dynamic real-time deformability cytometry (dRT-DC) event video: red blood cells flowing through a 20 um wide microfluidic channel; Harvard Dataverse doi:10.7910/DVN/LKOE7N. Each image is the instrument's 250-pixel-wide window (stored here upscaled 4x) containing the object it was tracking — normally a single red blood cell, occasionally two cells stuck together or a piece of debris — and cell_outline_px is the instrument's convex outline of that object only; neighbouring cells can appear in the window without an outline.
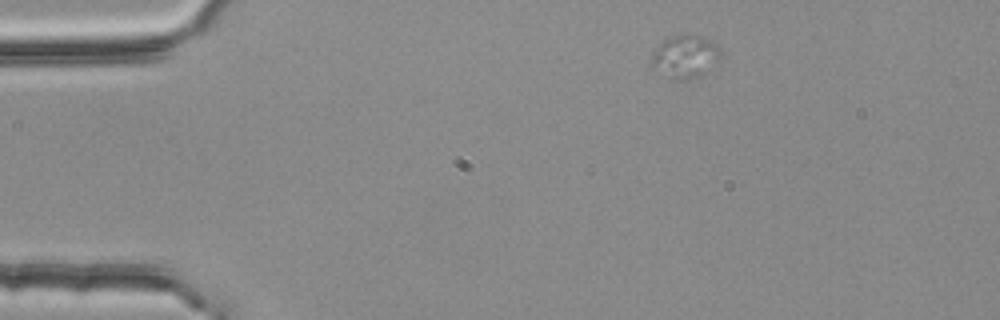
{"species": "common noctule bat (a hibernating species)", "species_latin": "Nyctalus noctula", "temperature_condition": "room temperature", "stored_images_in_passage": 2, "camera_frame_rate_fps": 3000, "um_per_image_px": 0.085, "animal": {"sex": "female", "body_mass_g": 25.1}, "frame": {"image": 1, "passage_image": 1, "time_ms": 0.0, "image_size_px": [1000, 320], "cell_outline_px": [[724, 52], [720, 60], [708, 72], [700, 76], [688, 80], [680, 80], [664, 76], [652, 64], [652, 52], [664, 40], [672, 36], [684, 32], [688, 32], [712, 40]], "centroid_in_image_um": [58.32, 4.79], "position_along_channel_um": 26.7, "area_um2": 17.8}}